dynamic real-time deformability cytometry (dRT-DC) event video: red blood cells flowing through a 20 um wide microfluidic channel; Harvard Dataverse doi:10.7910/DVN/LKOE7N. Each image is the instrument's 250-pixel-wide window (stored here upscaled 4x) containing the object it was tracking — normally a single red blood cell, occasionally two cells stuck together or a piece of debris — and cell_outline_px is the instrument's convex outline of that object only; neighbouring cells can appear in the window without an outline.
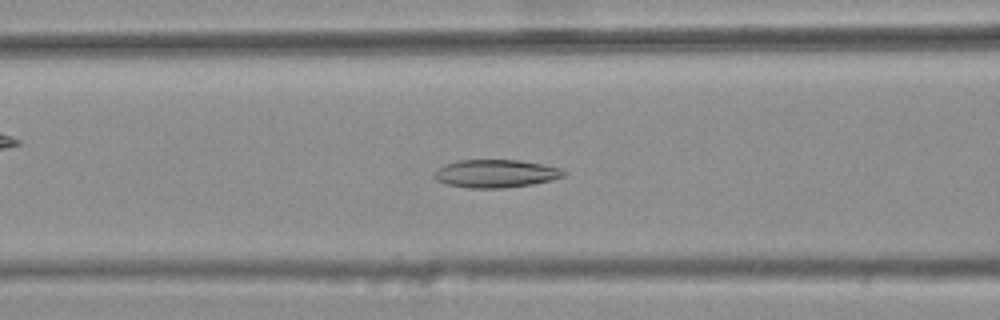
{"species": "common noctule bat (a hibernating species)", "species_latin": "Nyctalus noctula", "temperature_condition": "warm", "stored_images_in_passage": 46, "camera_frame_rate_fps": 3000, "um_per_image_px": 0.085, "animal": {"sex": "female", "body_mass_g": 25.1}, "frame": {"image": 1, "passage_image": 21, "time_ms": 6.667, "image_size_px": [1000, 320], "cell_outline_px": [[568, 172], [564, 176], [532, 184], [504, 188], [468, 188], [448, 184], [436, 180], [432, 176], [444, 164], [456, 160], [520, 160], [544, 164], [560, 168]], "centroid_in_image_um": [42.14, 14.75], "position_along_channel_um": 124.5, "area_um2": 21.1}}
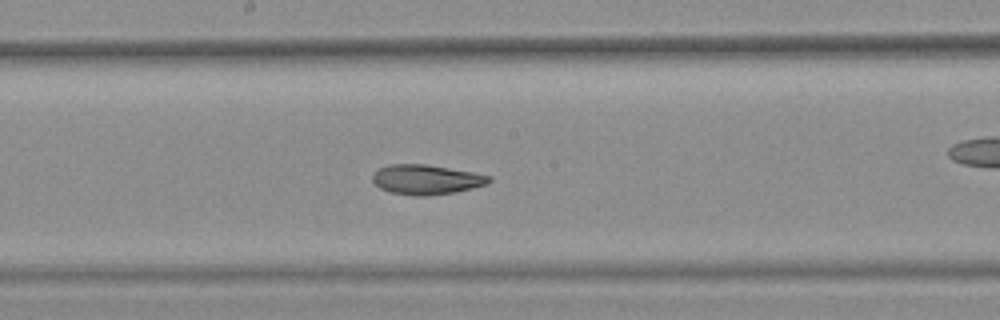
{"frame": {"image": 2, "passage_image": 28, "time_ms": 9.0, "image_size_px": [1000, 320], "cell_outline_px": [[492, 180], [488, 184], [456, 192], [428, 196], [412, 196], [392, 192], [380, 188], [372, 180], [372, 176], [380, 168], [388, 164], [424, 164], [472, 172], [492, 176]], "centroid_in_image_um": [36.26, 15.27], "position_along_channel_um": 211.9, "area_um2": 20.17}}
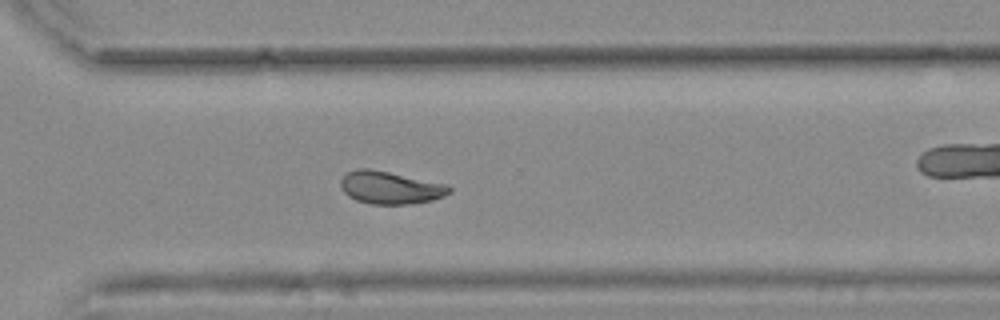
{"frame": {"image": 3, "passage_image": 38, "time_ms": 12.333, "image_size_px": [1000, 320], "cell_outline_px": [[452, 192], [444, 196], [432, 200], [408, 204], [368, 204], [356, 200], [348, 196], [340, 188], [340, 180], [348, 172], [356, 168], [368, 168], [448, 184], [452, 188]], "centroid_in_image_um": [33.17, 15.95], "position_along_channel_um": 337.4, "area_um2": 20.75}, "authors_computed_cell_mechanics": {"area_um2": 20.9814, "velocity_mm_per_s": 3.7578, "shape_relaxation_time_tau1_ms": null, "shape_relaxation_time_tau2_ms": 2.8334, "deformation_change_tau1": null, "deformation_change_tau2": 0.0825}}